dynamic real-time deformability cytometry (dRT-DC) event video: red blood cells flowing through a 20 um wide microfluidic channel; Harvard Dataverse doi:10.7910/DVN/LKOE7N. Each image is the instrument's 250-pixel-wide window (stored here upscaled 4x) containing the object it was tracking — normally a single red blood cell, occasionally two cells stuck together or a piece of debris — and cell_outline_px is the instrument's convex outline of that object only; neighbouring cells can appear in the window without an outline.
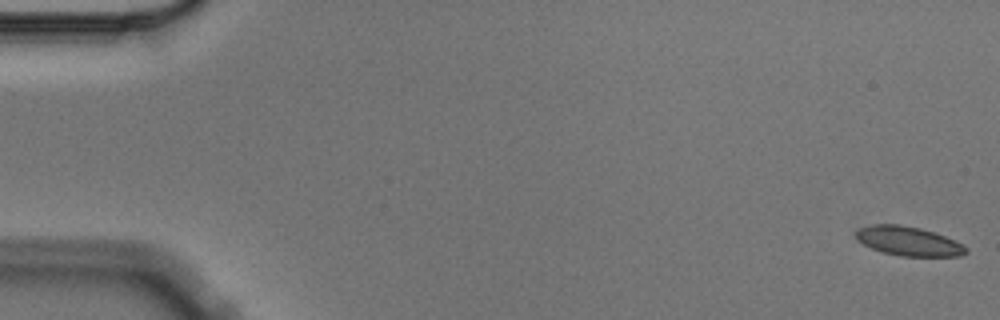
{"species": "Egyptian fruit bat (a non-hibernating species)", "species_latin": "Rousettus aegyptiacus", "temperature_condition": "cold", "stored_images_in_passage": 4, "camera_frame_rate_fps": 3000, "um_per_image_px": 0.085, "animal": {"sex": "male"}, "frame": {"image": 1, "passage_image": 1, "time_ms": 0.0, "image_size_px": [1000, 320], "cell_outline_px": [[968, 252], [960, 256], [900, 256], [884, 252], [872, 248], [864, 244], [856, 236], [856, 232], [860, 228], [872, 224], [900, 224], [920, 228], [944, 236], [968, 248]], "centroid_in_image_um": [77.23, 20.5], "position_along_channel_um": 7.8, "area_um2": 18.38}}